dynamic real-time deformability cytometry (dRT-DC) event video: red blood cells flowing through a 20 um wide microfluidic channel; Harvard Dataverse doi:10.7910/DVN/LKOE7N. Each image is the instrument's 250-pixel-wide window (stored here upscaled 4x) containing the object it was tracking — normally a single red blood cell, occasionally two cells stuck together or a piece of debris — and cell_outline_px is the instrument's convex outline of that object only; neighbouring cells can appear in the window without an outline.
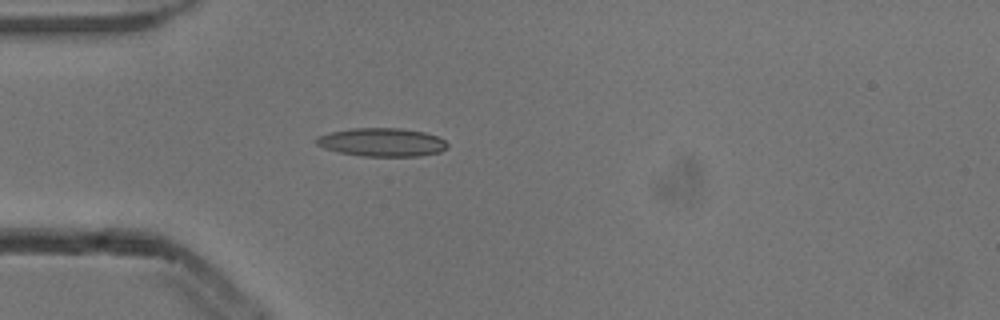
{"species": "common noctule bat (a hibernating species)", "species_latin": "Nyctalus noctula", "temperature_condition": "cold", "stored_images_in_passage": 4, "camera_frame_rate_fps": 3000, "um_per_image_px": 0.085, "animal": {"sex": "male", "body_mass_g": 13.3}, "frame": {"image": 1, "passage_image": 4, "time_ms": 1.0, "image_size_px": [1000, 320], "cell_outline_px": [[448, 148], [440, 152], [420, 156], [360, 156], [340, 152], [324, 148], [316, 144], [316, 136], [328, 132], [352, 128], [400, 128], [424, 132], [436, 136], [444, 140], [448, 144]], "centroid_in_image_um": [32.45, 12.09], "position_along_channel_um": 52.5, "area_um2": 21.79}}